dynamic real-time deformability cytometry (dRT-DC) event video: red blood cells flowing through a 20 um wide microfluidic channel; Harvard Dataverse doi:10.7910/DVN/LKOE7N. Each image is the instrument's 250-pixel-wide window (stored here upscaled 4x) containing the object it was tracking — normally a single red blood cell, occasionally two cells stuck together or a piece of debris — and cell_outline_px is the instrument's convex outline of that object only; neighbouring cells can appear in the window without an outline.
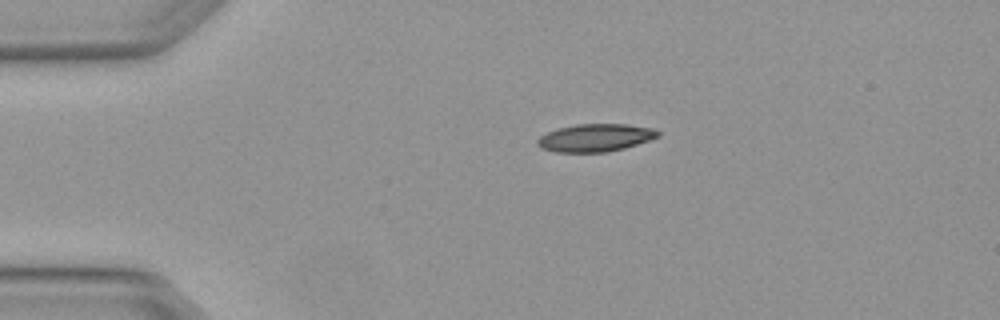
{"species": "Egyptian fruit bat (a non-hibernating species)", "species_latin": "Rousettus aegyptiacus", "temperature_condition": "warm", "stored_images_in_passage": 1, "camera_frame_rate_fps": 3000, "um_per_image_px": 0.085, "animal": {"sex": "female"}, "frame": {"image": 1, "passage_image": 1, "time_ms": 0.0, "image_size_px": [1000, 320], "cell_outline_px": [[660, 136], [624, 148], [608, 152], [556, 152], [540, 148], [536, 144], [536, 140], [540, 136], [556, 128], [576, 124], [628, 124], [652, 128], [660, 132]], "centroid_in_image_um": [50.57, 11.7], "position_along_channel_um": 34.4, "area_um2": 19.54}}